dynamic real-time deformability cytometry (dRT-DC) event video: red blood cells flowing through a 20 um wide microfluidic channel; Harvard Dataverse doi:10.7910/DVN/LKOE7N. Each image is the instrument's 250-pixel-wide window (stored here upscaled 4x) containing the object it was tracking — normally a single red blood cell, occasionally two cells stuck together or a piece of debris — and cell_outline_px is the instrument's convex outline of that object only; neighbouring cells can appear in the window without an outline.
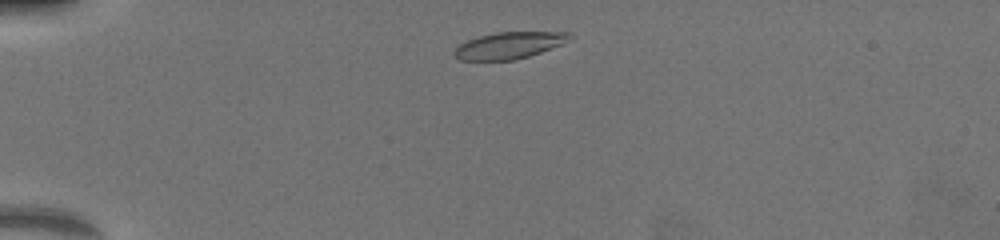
{"species": "common noctule bat (a hibernating species)", "species_latin": "Nyctalus noctula", "temperature_condition": "warm", "stored_images_in_passage": 52, "camera_frame_rate_fps": 3000, "um_per_image_px": 0.085, "animal": {"sex": "female", "body_mass_g": 19.5, "forearm_length_mm": 54.1}, "frame": {"image": 1, "passage_image": 4, "time_ms": 1.0, "image_size_px": [1000, 240], "cell_outline_px": [[572, 40], [540, 52], [516, 60], [460, 60], [452, 52], [460, 44], [468, 40], [480, 36], [496, 32], [572, 32]], "centroid_in_image_um": [43.31, 3.85], "position_along_channel_um": 41.7, "area_um2": 17.86}}
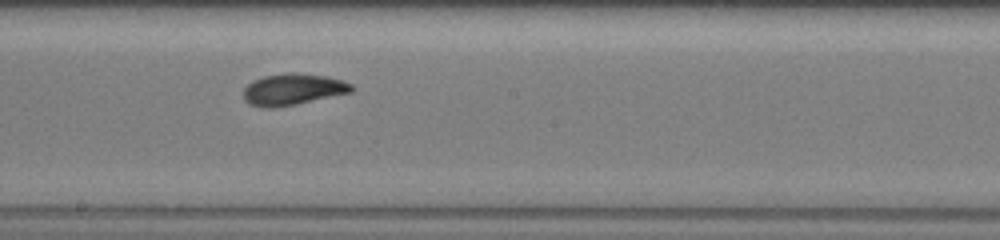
{"frame": {"image": 2, "passage_image": 25, "time_ms": 8.0, "image_size_px": [1000, 240], "cell_outline_px": [[356, 88], [352, 92], [296, 104], [272, 108], [264, 108], [248, 104], [244, 100], [244, 88], [252, 80], [264, 76], [288, 72], [296, 72], [328, 76], [344, 80], [352, 84]], "centroid_in_image_um": [24.91, 7.58], "position_along_channel_um": 223.3, "area_um2": 20.11}}
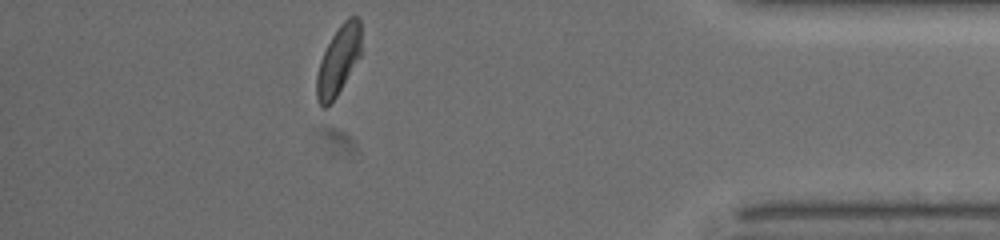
{"frame": {"image": 3, "passage_image": 45, "time_ms": 14.667, "image_size_px": [1000, 240], "cell_outline_px": [[360, 56], [336, 96], [324, 108], [320, 104], [316, 96], [316, 76], [320, 60], [332, 36], [340, 24], [348, 16], [356, 16], [360, 20]], "centroid_in_image_um": [28.75, 5.1], "position_along_channel_um": 406.4, "area_um2": 17.51}}